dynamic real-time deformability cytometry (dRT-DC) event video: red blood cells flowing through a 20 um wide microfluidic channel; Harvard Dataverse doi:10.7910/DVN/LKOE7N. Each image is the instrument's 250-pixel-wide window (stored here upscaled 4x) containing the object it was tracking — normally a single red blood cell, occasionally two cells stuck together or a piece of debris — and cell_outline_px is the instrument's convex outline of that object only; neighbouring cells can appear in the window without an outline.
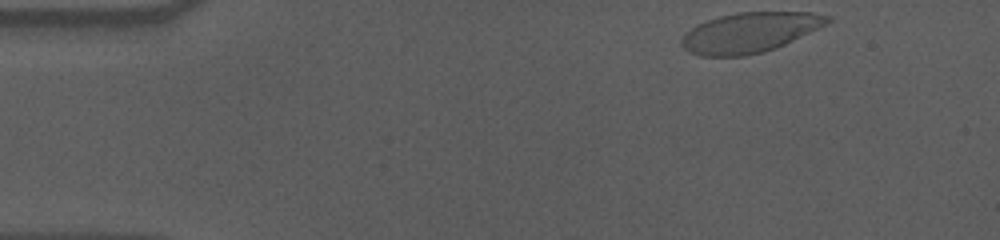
{"species": "human", "species_latin": "Homo sapiens", "temperature_condition": "cold", "stored_images_in_passage": 51, "camera_frame_rate_fps": 3000, "um_per_image_px": 0.085, "donor": {"sex": "male"}, "frame": {"image": 1, "passage_image": 1, "time_ms": 0.0, "image_size_px": [1000, 240], "cell_outline_px": [[832, 20], [828, 24], [776, 48], [764, 52], [744, 56], [700, 56], [688, 52], [680, 44], [680, 40], [684, 32], [696, 24], [720, 16], [736, 12], [812, 12], [832, 16]], "centroid_in_image_um": [63.71, 2.76], "position_along_channel_um": 21.3, "area_um2": 34.39}}
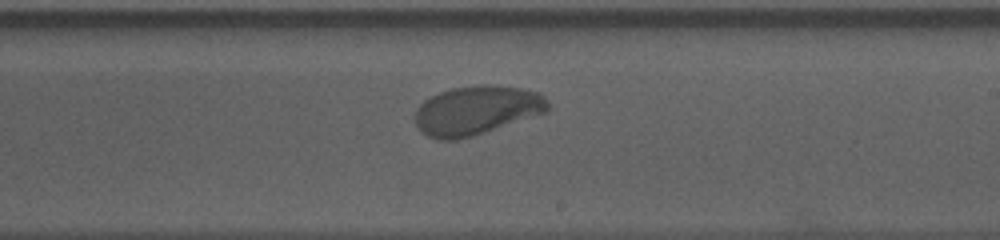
{"frame": {"image": 2, "passage_image": 28, "time_ms": 9.0, "image_size_px": [1000, 240], "cell_outline_px": [[552, 108], [548, 112], [472, 136], [456, 140], [440, 140], [428, 136], [420, 132], [416, 128], [416, 108], [424, 100], [440, 92], [452, 88], [480, 84], [488, 84], [520, 88], [540, 92], [548, 100]], "centroid_in_image_um": [40.54, 9.37], "position_along_channel_um": 248.5, "area_um2": 38.26}}
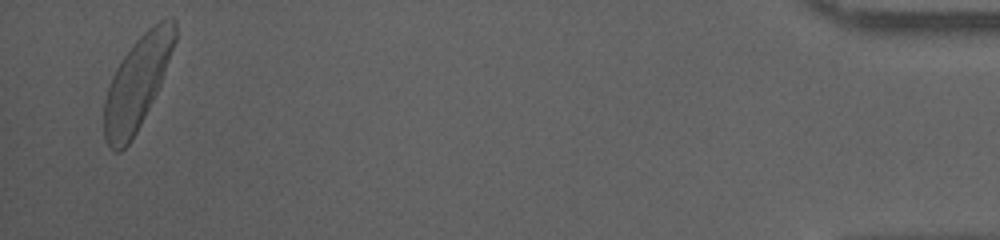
{"frame": {"image": 3, "passage_image": 50, "time_ms": 16.333, "image_size_px": [1000, 240], "cell_outline_px": [[176, 40], [160, 84], [136, 132], [128, 144], [120, 152], [112, 152], [104, 136], [104, 100], [112, 76], [120, 60], [132, 44], [148, 28], [160, 20], [172, 16], [176, 20]], "centroid_in_image_um": [11.65, 7.02], "position_along_channel_um": 423.6, "area_um2": 37.69}, "authors_computed_cell_mechanics": {"area_um2": 37.5122, "velocity_mm_per_s": 3.5296, "shape_relaxation_time_tau1_ms": 3.4953, "shape_relaxation_time_tau2_ms": null, "deformation_change_tau1": 0.1872, "deformation_change_tau2": null}}